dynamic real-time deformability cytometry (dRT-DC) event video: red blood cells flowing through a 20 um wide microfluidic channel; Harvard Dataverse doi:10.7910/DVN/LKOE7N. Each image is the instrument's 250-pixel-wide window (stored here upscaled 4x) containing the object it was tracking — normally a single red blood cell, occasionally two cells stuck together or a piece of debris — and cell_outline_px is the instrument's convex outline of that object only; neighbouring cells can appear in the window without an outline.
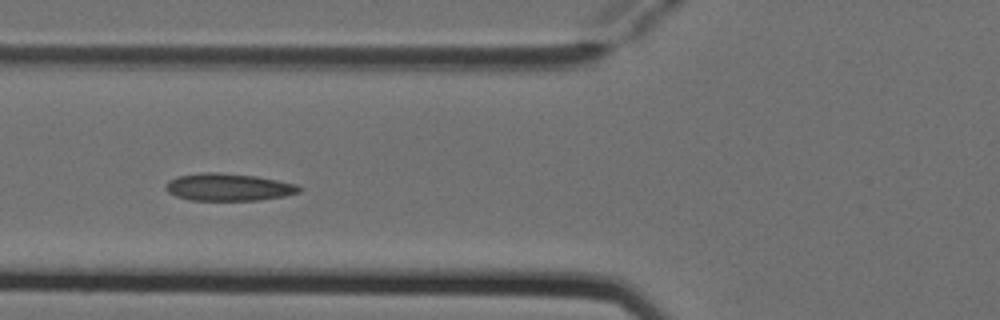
{"species": "Egyptian fruit bat (a non-hibernating species)", "species_latin": "Rousettus aegyptiacus", "temperature_condition": "cold", "stored_images_in_passage": 7, "camera_frame_rate_fps": 3000, "um_per_image_px": 0.085, "animal": {"sex": "female"}, "frame": {"image": 1, "passage_image": 4, "time_ms": 1.0, "image_size_px": [1000, 320], "cell_outline_px": [[304, 188], [300, 192], [284, 196], [260, 200], [188, 200], [176, 196], [168, 192], [164, 188], [164, 184], [168, 180], [176, 176], [204, 172], [216, 172], [256, 176], [296, 184]], "centroid_in_image_um": [19.39, 15.9], "position_along_channel_um": 106.4, "area_um2": 21.44}}
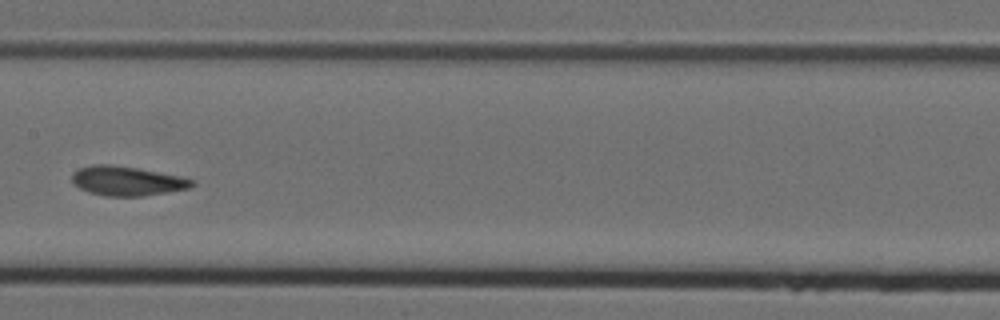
{"frame": {"image": 2, "passage_image": 6, "time_ms": 1.667, "image_size_px": [1000, 320], "cell_outline_px": [[196, 184], [188, 188], [168, 192], [140, 196], [104, 196], [88, 192], [80, 188], [72, 180], [72, 172], [80, 168], [92, 164], [112, 164], [136, 168], [180, 176], [196, 180]], "centroid_in_image_um": [10.8, 15.38], "position_along_channel_um": 196.6, "area_um2": 20.52}}
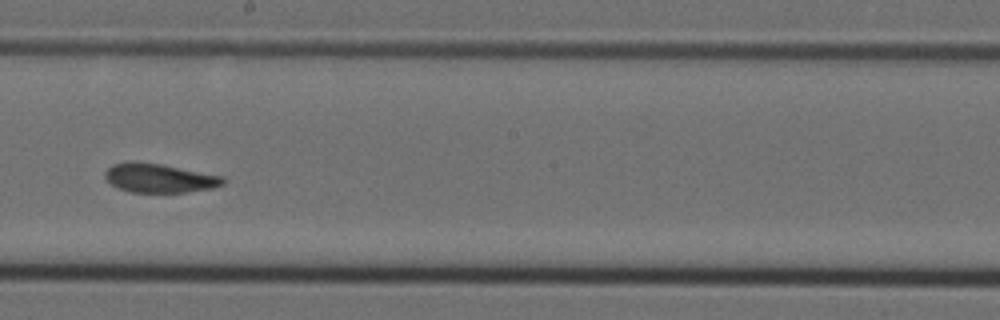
{"frame": {"image": 3, "passage_image": 7, "time_ms": 2.0, "image_size_px": [1000, 320], "cell_outline_px": [[224, 184], [212, 188], [184, 192], [132, 192], [120, 188], [112, 184], [104, 176], [104, 172], [112, 164], [132, 160], [160, 164], [224, 176]], "centroid_in_image_um": [13.53, 15.12], "position_along_channel_um": 234.7, "area_um2": 19.83}}